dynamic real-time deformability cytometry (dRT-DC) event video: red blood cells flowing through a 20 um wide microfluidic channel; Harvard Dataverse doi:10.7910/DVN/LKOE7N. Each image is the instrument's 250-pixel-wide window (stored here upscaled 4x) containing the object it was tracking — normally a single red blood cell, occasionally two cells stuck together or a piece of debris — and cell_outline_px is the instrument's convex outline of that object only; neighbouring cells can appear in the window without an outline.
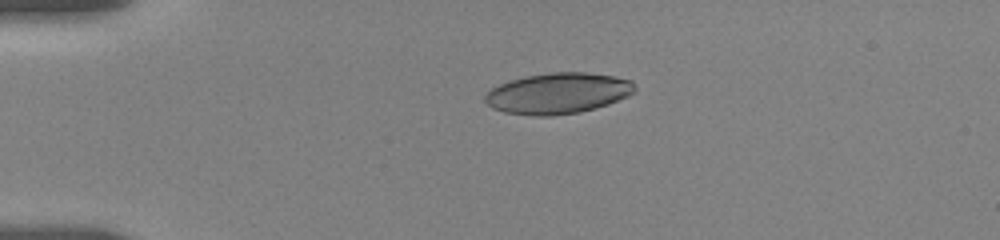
{"species": "human", "species_latin": "Homo sapiens", "temperature_condition": "room temperature", "stored_images_in_passage": 37, "camera_frame_rate_fps": 3000, "um_per_image_px": 0.085, "donor": {"sex": "female"}, "frame": {"image": 1, "passage_image": 1, "time_ms": 0.0, "image_size_px": [1000, 240], "cell_outline_px": [[624, 92], [620, 96], [604, 104], [572, 112], [516, 112], [492, 92], [496, 88], [504, 84], [536, 76], [608, 76], [624, 80]], "centroid_in_image_um": [47.57, 7.91], "position_along_channel_um": 37.4, "area_um2": 27.63}}
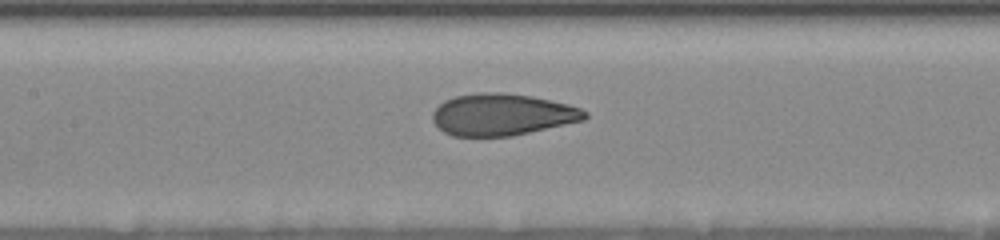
{"frame": {"image": 2, "passage_image": 15, "time_ms": 4.667, "image_size_px": [1000, 240], "cell_outline_px": [[584, 116], [576, 120], [520, 132], [500, 136], [464, 136], [448, 132], [436, 120], [436, 112], [444, 104], [452, 100], [464, 96], [520, 96], [560, 104], [576, 108], [584, 112]], "centroid_in_image_um": [42.65, 9.79], "position_along_channel_um": 164.8, "area_um2": 31.96}}
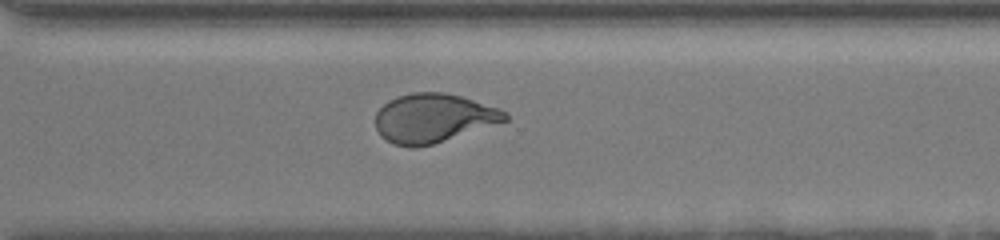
{"frame": {"image": 3, "passage_image": 29, "time_ms": 9.333, "image_size_px": [1000, 240], "cell_outline_px": [[504, 120], [428, 144], [400, 144], [384, 136], [380, 132], [376, 120], [376, 116], [392, 100], [404, 96], [456, 96], [504, 112]], "centroid_in_image_um": [36.8, 10.07], "position_along_channel_um": 333.8, "area_um2": 32.19}, "authors_computed_cell_mechanics": {"area_um2": 31.6744, "velocity_mm_per_s": 3.6374, "shape_relaxation_time_tau1_ms": 3.7841, "shape_relaxation_time_tau2_ms": null, "deformation_change_tau1": 0.2717, "deformation_change_tau2": null}}